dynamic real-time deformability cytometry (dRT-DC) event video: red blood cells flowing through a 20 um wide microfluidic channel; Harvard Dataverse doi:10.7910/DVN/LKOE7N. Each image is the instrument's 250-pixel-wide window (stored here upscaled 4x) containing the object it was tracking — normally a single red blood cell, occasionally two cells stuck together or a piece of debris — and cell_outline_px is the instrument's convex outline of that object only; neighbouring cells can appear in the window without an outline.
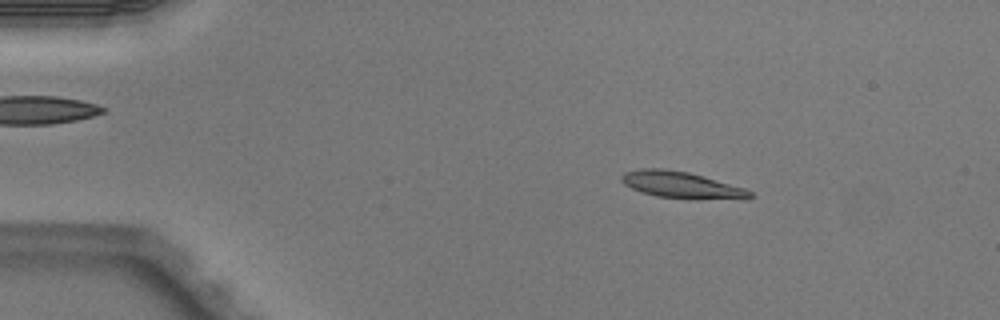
{"species": "Egyptian fruit bat (a non-hibernating species)", "species_latin": "Rousettus aegyptiacus", "temperature_condition": "warm", "stored_images_in_passage": 4, "camera_frame_rate_fps": 3000, "um_per_image_px": 0.085, "animal": {"sex": "male"}, "frame": {"image": 1, "passage_image": 1, "time_ms": 0.0, "image_size_px": [1000, 320], "cell_outline_px": [[752, 196], [748, 200], [744, 200], [656, 196], [640, 192], [624, 184], [620, 180], [620, 176], [624, 172], [640, 168], [664, 168], [688, 172], [704, 176], [744, 188], [752, 192]], "centroid_in_image_um": [57.92, 15.7], "position_along_channel_um": 27.1, "area_um2": 19.83}}